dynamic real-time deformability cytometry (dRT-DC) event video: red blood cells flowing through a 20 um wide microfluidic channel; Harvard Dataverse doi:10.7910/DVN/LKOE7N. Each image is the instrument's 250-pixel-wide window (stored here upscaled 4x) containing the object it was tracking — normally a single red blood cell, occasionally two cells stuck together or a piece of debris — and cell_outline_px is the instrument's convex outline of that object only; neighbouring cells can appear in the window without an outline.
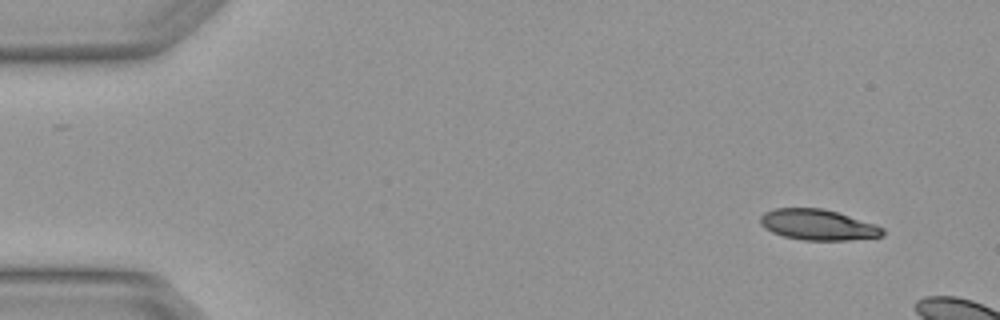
{"species": "Egyptian fruit bat (a non-hibernating species)", "species_latin": "Rousettus aegyptiacus", "temperature_condition": "warm", "stored_images_in_passage": 3, "camera_frame_rate_fps": 3000, "um_per_image_px": 0.085, "animal": {"sex": "female"}, "frame": {"image": 1, "passage_image": 1, "time_ms": 0.0, "image_size_px": [1000, 320], "cell_outline_px": [[884, 236], [848, 240], [804, 240], [784, 236], [772, 232], [764, 228], [760, 224], [760, 216], [764, 212], [776, 208], [824, 208], [876, 224], [884, 228]], "centroid_in_image_um": [69.53, 19.1], "position_along_channel_um": 15.5, "area_um2": 21.96}}